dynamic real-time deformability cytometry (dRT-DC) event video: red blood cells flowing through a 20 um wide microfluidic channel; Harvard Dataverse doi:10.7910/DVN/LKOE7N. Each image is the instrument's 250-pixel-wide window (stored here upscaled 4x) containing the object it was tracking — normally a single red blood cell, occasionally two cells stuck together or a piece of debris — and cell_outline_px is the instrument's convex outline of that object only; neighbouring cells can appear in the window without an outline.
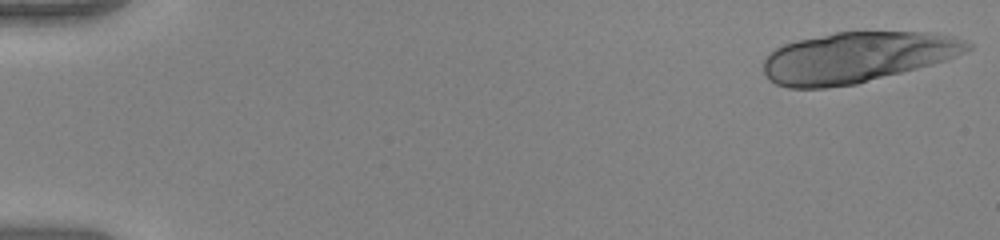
{"species": "human", "species_latin": "Homo sapiens", "temperature_condition": "warm", "stored_images_in_passage": 19, "camera_frame_rate_fps": 3000, "um_per_image_px": 0.085, "donor": {"sex": "female"}, "frame": {"image": 1, "passage_image": 1, "time_ms": 0.0, "image_size_px": [1000, 240], "cell_outline_px": [[972, 48], [964, 52], [944, 60], [916, 68], [856, 84], [824, 88], [788, 88], [776, 84], [768, 80], [764, 72], [764, 60], [776, 48], [784, 44], [796, 40], [836, 32], [932, 32], [952, 36], [972, 44]], "centroid_in_image_um": [72.79, 4.87], "position_along_channel_um": 12.2, "area_um2": 59.77}}